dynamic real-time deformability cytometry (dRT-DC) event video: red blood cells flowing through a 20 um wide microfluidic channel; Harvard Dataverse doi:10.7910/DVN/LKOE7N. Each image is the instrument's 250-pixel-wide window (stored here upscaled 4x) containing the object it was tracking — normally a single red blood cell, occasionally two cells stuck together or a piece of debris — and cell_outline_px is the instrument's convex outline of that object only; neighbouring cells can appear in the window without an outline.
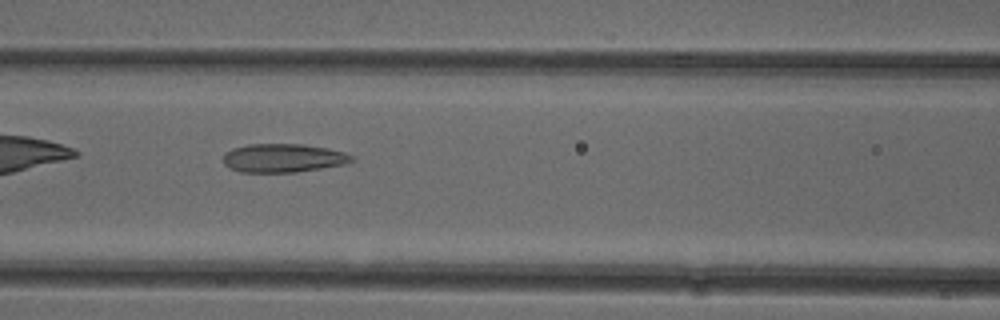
{"species": "common noctule bat (a hibernating species)", "species_latin": "Nyctalus noctula", "temperature_condition": "cold", "stored_images_in_passage": 36, "camera_frame_rate_fps": 3000, "um_per_image_px": 0.085, "animal": {"sex": "female"}, "frame": {"image": 1, "passage_image": 6, "time_ms": 1.667, "image_size_px": [1000, 320], "cell_outline_px": [[356, 160], [344, 164], [296, 172], [240, 172], [228, 168], [224, 164], [224, 152], [232, 148], [248, 144], [304, 144], [328, 148], [344, 152], [356, 156]], "centroid_in_image_um": [24.08, 13.43], "position_along_channel_um": 142.5, "area_um2": 21.62}}
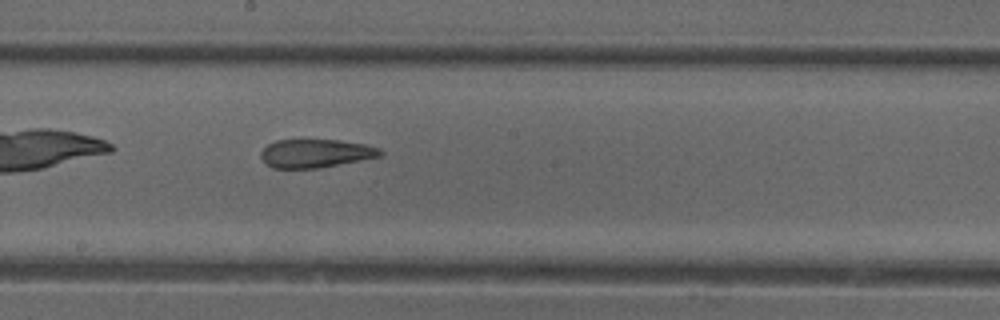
{"frame": {"image": 2, "passage_image": 12, "time_ms": 3.667, "image_size_px": [1000, 320], "cell_outline_px": [[384, 156], [316, 168], [272, 168], [260, 156], [260, 152], [268, 144], [276, 140], [340, 140], [364, 144], [380, 148], [384, 152]], "centroid_in_image_um": [26.86, 13.03], "position_along_channel_um": 221.3, "area_um2": 19.71}}
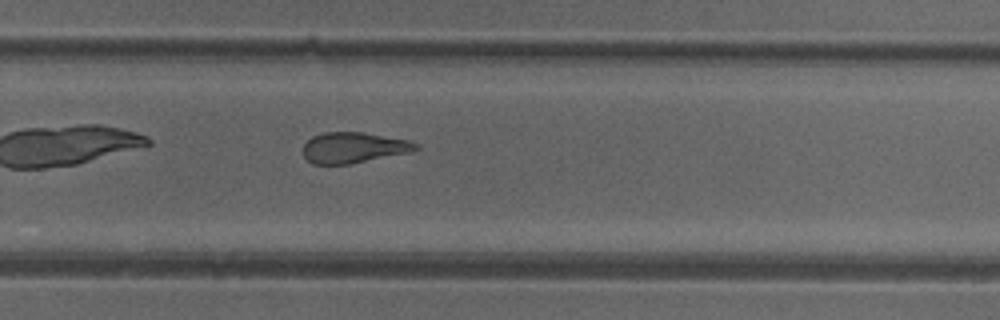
{"frame": {"image": 3, "passage_image": 18, "time_ms": 5.667, "image_size_px": [1000, 320], "cell_outline_px": [[420, 148], [412, 152], [348, 164], [312, 164], [304, 156], [304, 144], [312, 136], [324, 132], [360, 132], [408, 140], [416, 144]], "centroid_in_image_um": [30.04, 12.55], "position_along_channel_um": 299.8, "area_um2": 20.0}}